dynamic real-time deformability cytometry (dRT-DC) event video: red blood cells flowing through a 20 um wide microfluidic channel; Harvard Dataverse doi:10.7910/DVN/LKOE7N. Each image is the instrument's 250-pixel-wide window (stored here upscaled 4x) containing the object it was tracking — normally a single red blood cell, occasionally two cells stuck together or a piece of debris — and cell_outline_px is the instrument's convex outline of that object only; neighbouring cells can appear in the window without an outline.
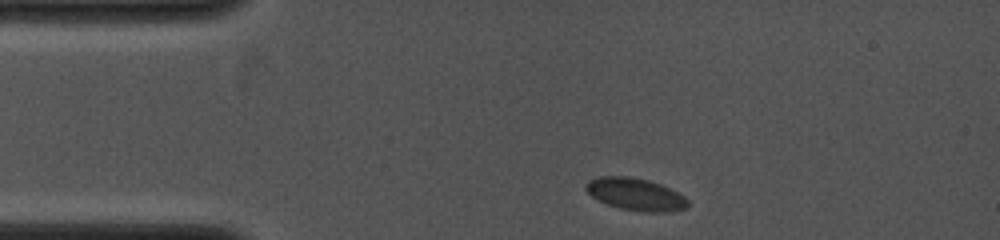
{"species": "common noctule bat (a hibernating species)", "species_latin": "Nyctalus noctula", "temperature_condition": "cold", "stored_images_in_passage": 10, "camera_frame_rate_fps": 4000, "um_per_image_px": 0.085, "animal": {"sex": "female", "body_mass_g": 19.0, "forearm_length_mm": 53.3}, "frame": {"image": 1, "passage_image": 1, "time_ms": 0.0, "image_size_px": [1000, 240], "cell_outline_px": [[688, 208], [664, 212], [644, 212], [620, 208], [608, 204], [592, 196], [584, 188], [584, 184], [588, 180], [600, 176], [628, 176], [648, 180], [660, 184], [684, 196], [688, 200]], "centroid_in_image_um": [54.01, 16.51], "position_along_channel_um": 31.0, "area_um2": 19.07}}
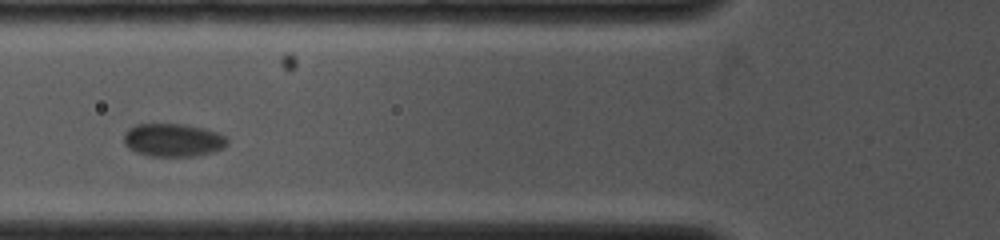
{"frame": {"image": 2, "passage_image": 6, "time_ms": 3.0, "image_size_px": [1000, 240], "cell_outline_px": [[228, 144], [224, 148], [212, 152], [192, 156], [152, 156], [136, 152], [128, 148], [124, 144], [124, 132], [128, 128], [136, 124], [184, 124], [204, 128], [216, 132], [224, 136], [228, 140]], "centroid_in_image_um": [14.69, 11.9], "position_along_channel_um": 111.1, "area_um2": 20.0}}
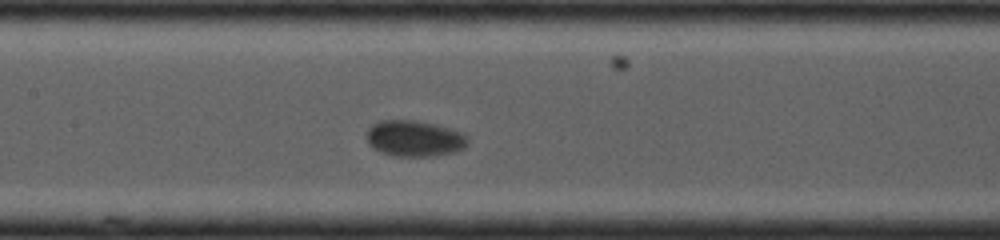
{"frame": {"image": 3, "passage_image": 9, "time_ms": 4.5, "image_size_px": [1000, 240], "cell_outline_px": [[468, 144], [464, 148], [456, 152], [436, 156], [392, 156], [372, 148], [368, 144], [364, 132], [372, 124], [380, 120], [412, 120], [432, 124], [464, 132], [468, 136]], "centroid_in_image_um": [35.21, 11.78], "position_along_channel_um": 172.2, "area_um2": 21.62}}